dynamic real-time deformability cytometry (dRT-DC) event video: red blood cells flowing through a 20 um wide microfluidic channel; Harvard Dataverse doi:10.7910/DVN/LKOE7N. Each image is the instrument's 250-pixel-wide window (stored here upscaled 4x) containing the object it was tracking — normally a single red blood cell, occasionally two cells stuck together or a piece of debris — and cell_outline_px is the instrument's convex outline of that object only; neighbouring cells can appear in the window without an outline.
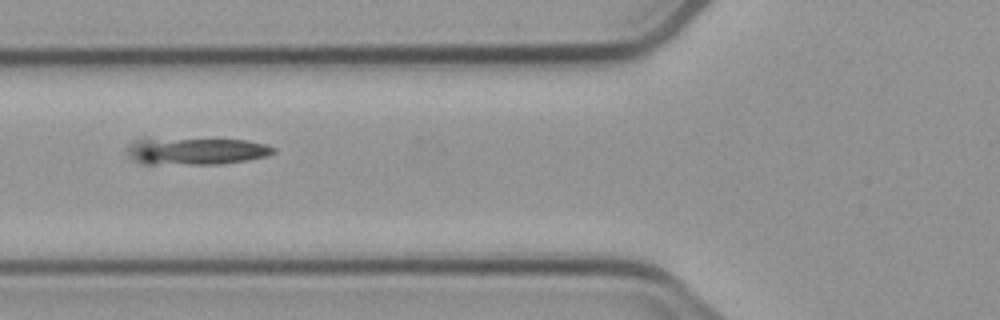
{"species": "common noctule bat (a hibernating species)", "species_latin": "Nyctalus noctula", "temperature_condition": "cold", "stored_images_in_passage": 4, "camera_frame_rate_fps": 3000, "um_per_image_px": 0.085, "animal": {"sex": "male", "body_mass_g": 23.1, "forearm_length_mm": 52.7}, "frame": {"image": 1, "passage_image": 2, "time_ms": 1.0, "image_size_px": [1000, 320], "cell_outline_px": [[276, 152], [264, 156], [244, 160], [220, 164], [140, 164], [132, 160], [128, 156], [128, 144], [132, 140], [144, 136], [148, 136], [248, 140], [264, 144], [276, 148]], "centroid_in_image_um": [16.51, 12.79], "position_along_channel_um": 109.3, "area_um2": 24.22}}
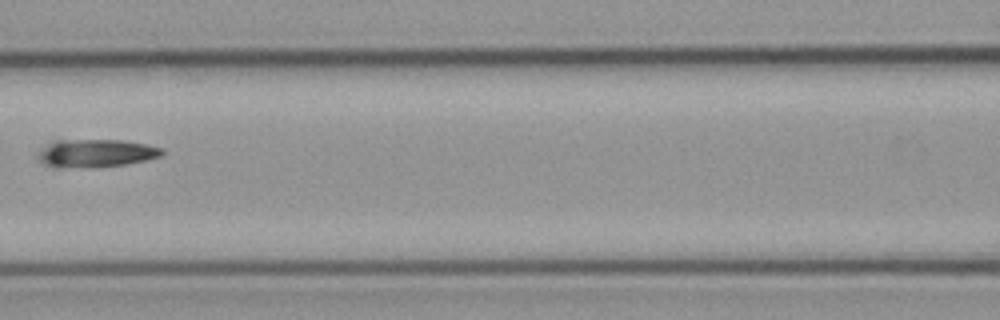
{"frame": {"image": 2, "passage_image": 3, "time_ms": 2.333, "image_size_px": [1000, 320], "cell_outline_px": [[164, 152], [160, 156], [144, 160], [124, 164], [56, 168], [44, 164], [36, 156], [36, 152], [40, 148], [52, 140], [124, 140], [144, 144], [160, 148]], "centroid_in_image_um": [8.04, 13.0], "position_along_channel_um": 158.6, "area_um2": 19.94}}
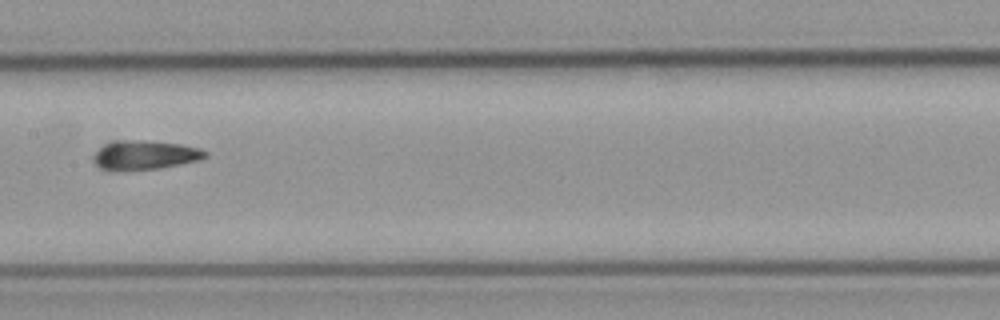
{"frame": {"image": 3, "passage_image": 4, "time_ms": 3.333, "image_size_px": [1000, 320], "cell_outline_px": [[208, 156], [196, 160], [156, 168], [112, 172], [100, 168], [92, 160], [92, 156], [108, 140], [144, 140], [180, 144], [200, 148], [208, 152]], "centroid_in_image_um": [12.22, 13.17], "position_along_channel_um": 195.2, "area_um2": 19.13}}